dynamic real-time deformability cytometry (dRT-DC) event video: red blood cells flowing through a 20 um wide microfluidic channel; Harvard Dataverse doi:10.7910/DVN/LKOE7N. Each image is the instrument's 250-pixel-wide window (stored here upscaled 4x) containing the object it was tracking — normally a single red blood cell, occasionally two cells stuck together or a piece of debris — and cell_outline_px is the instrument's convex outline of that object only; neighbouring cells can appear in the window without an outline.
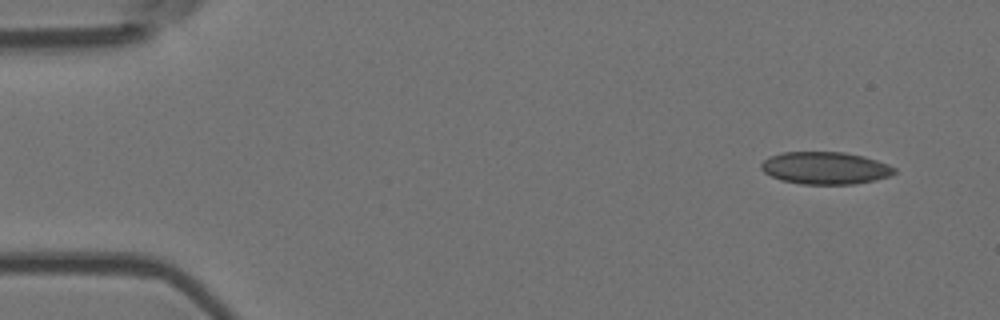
{"species": "Egyptian fruit bat (a non-hibernating species)", "species_latin": "Rousettus aegyptiacus", "temperature_condition": "room temperature", "stored_images_in_passage": 5, "camera_frame_rate_fps": 3000, "um_per_image_px": 0.085, "animal": {"sex": "female"}, "frame": {"image": 1, "passage_image": 1, "time_ms": 0.0, "image_size_px": [1000, 320], "cell_outline_px": [[896, 172], [892, 176], [876, 180], [856, 184], [800, 184], [780, 180], [764, 172], [760, 168], [760, 164], [768, 156], [784, 152], [844, 152], [864, 156], [888, 164], [896, 168]], "centroid_in_image_um": [70.16, 14.28], "position_along_channel_um": 14.8, "area_um2": 25.37}}
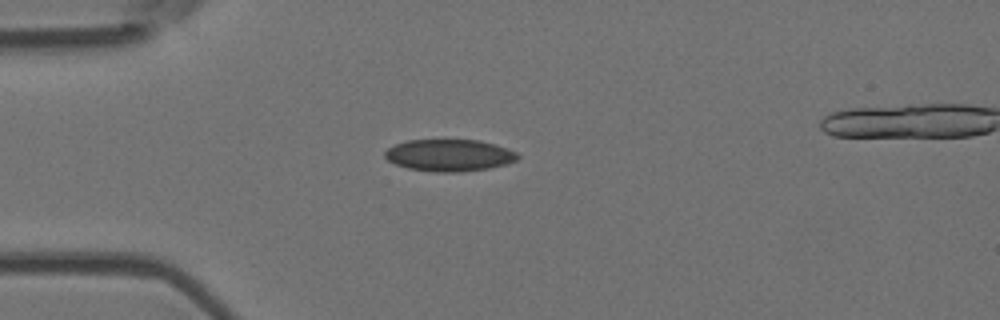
{"frame": {"image": 2, "passage_image": 4, "time_ms": 1.0, "image_size_px": [1000, 320], "cell_outline_px": [[520, 156], [516, 160], [504, 164], [488, 168], [460, 172], [436, 172], [408, 168], [396, 164], [388, 160], [384, 156], [384, 152], [388, 148], [396, 144], [408, 140], [480, 140], [496, 144], [508, 148], [516, 152]], "centroid_in_image_um": [38.2, 13.19], "position_along_channel_um": 46.8, "area_um2": 24.62}}